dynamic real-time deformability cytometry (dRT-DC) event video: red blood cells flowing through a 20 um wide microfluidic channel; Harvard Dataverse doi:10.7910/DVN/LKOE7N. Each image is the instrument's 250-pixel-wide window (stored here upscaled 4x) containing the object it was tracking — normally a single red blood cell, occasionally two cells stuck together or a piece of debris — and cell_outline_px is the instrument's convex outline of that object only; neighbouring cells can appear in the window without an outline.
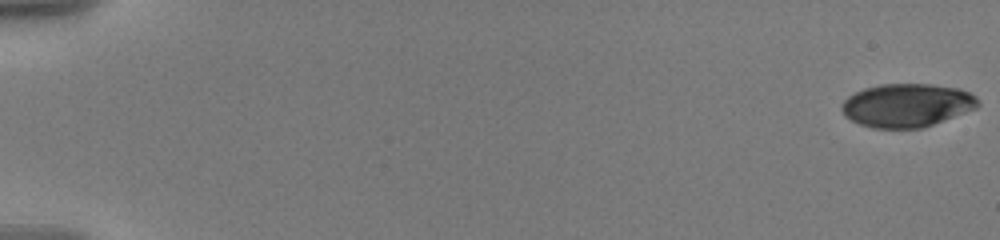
{"species": "human", "species_latin": "Homo sapiens", "temperature_condition": "warm", "stored_images_in_passage": 78, "camera_frame_rate_fps": 3000, "um_per_image_px": 0.085, "donor": {"sex": "male"}, "frame": {"image": 1, "passage_image": 1, "time_ms": 0.0, "image_size_px": [1000, 240], "cell_outline_px": [[980, 104], [976, 108], [924, 128], [872, 128], [860, 124], [844, 116], [840, 108], [840, 104], [848, 96], [864, 88], [880, 84], [932, 84], [960, 88], [976, 96]], "centroid_in_image_um": [77.07, 8.95], "position_along_channel_um": 7.9, "area_um2": 34.68}}
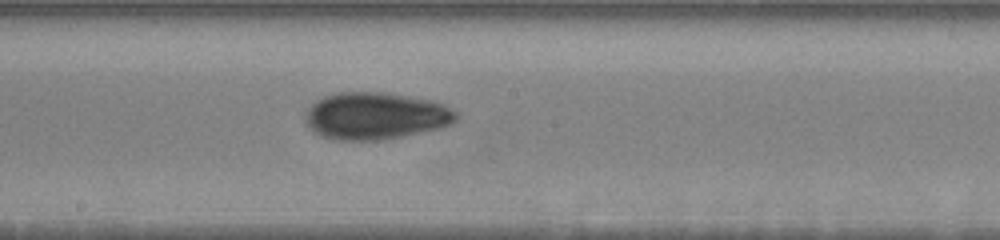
{"frame": {"image": 2, "passage_image": 47, "time_ms": 11.0, "image_size_px": [1000, 240], "cell_outline_px": [[460, 116], [452, 124], [444, 128], [380, 140], [336, 140], [324, 136], [308, 128], [304, 120], [304, 116], [308, 108], [316, 100], [324, 96], [336, 92], [388, 92], [432, 100], [444, 104], [456, 112]], "centroid_in_image_um": [31.94, 9.84], "position_along_channel_um": 216.3, "area_um2": 41.85}}
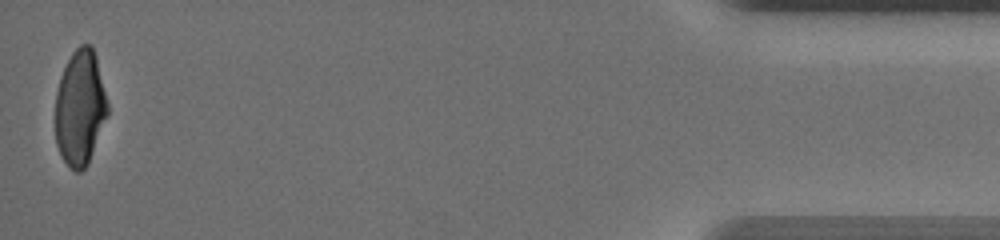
{"frame": {"image": 3, "passage_image": 78, "time_ms": 19.0, "image_size_px": [1000, 240], "cell_outline_px": [[108, 112], [88, 164], [80, 172], [76, 172], [68, 168], [60, 156], [56, 144], [56, 92], [60, 76], [72, 52], [80, 44], [92, 44], [96, 56], [108, 104]], "centroid_in_image_um": [6.79, 9.18], "position_along_channel_um": 428.4, "area_um2": 35.2}, "authors_computed_cell_mechanics": {"area_um2": 37.7434, "velocity_mm_per_s": 3.5857, "shape_relaxation_time_tau1_ms": 7.3189, "shape_relaxation_time_tau2_ms": 2.8416, "deformation_change_tau1": 0.2254, "deformation_change_tau2": 0.0671}}